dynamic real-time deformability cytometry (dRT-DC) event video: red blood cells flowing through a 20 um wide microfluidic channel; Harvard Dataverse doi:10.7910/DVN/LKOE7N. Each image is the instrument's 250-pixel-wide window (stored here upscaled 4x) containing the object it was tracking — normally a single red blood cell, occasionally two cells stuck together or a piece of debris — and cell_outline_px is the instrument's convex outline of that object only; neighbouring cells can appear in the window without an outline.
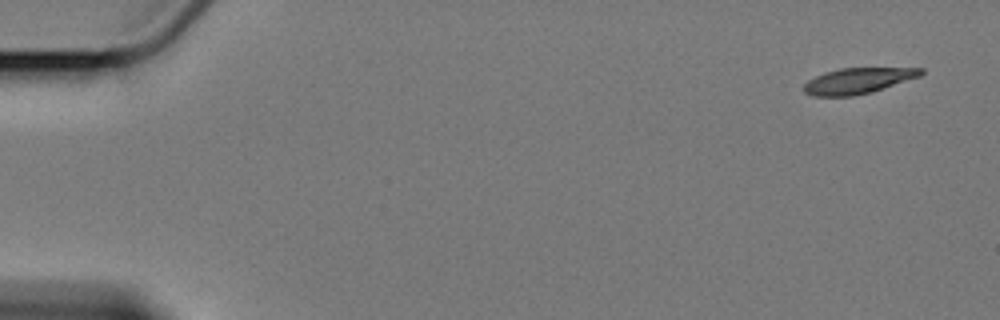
{"species": "Egyptian fruit bat (a non-hibernating species)", "species_latin": "Rousettus aegyptiacus", "temperature_condition": "cold", "stored_images_in_passage": 7, "camera_frame_rate_fps": 3000, "um_per_image_px": 0.085, "animal": {"sex": "female"}, "frame": {"image": 1, "passage_image": 1, "time_ms": 0.0, "image_size_px": [1000, 320], "cell_outline_px": [[924, 72], [920, 76], [872, 92], [852, 96], [812, 96], [804, 92], [804, 84], [808, 80], [824, 72], [840, 68], [924, 68]], "centroid_in_image_um": [72.91, 6.86], "position_along_channel_um": 12.1, "area_um2": 17.51}}
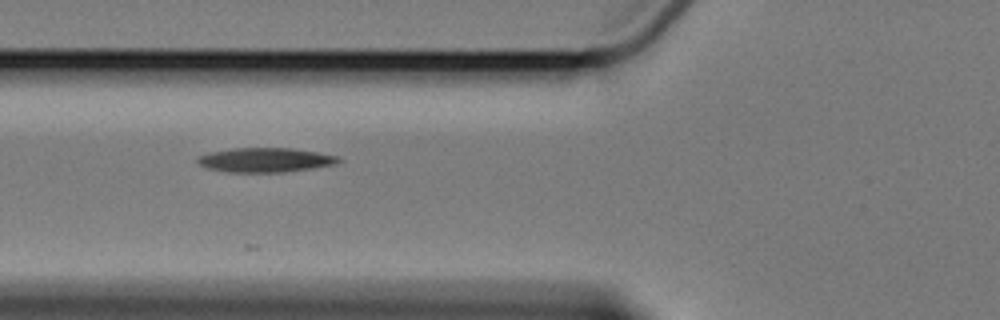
{"frame": {"image": 2, "passage_image": 6, "time_ms": 6.667, "image_size_px": [1000, 320], "cell_outline_px": [[344, 160], [336, 164], [312, 168], [284, 172], [224, 172], [208, 168], [200, 164], [196, 160], [200, 156], [208, 152], [232, 148], [292, 148], [340, 156]], "centroid_in_image_um": [22.58, 13.59], "position_along_channel_um": 103.2, "area_um2": 20.11}}
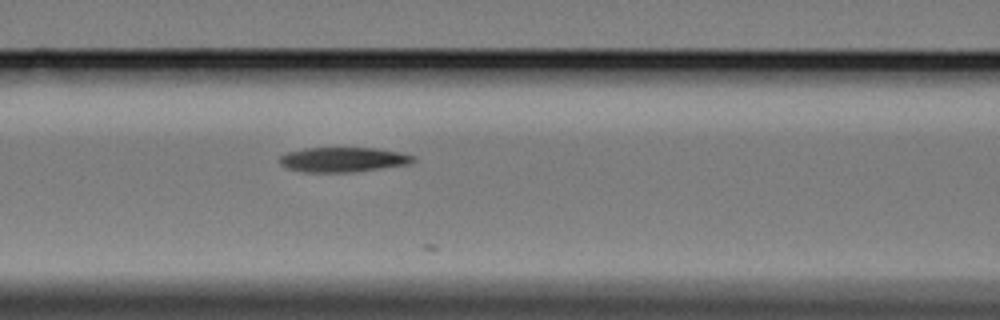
{"frame": {"image": 3, "passage_image": 7, "time_ms": 7.667, "image_size_px": [1000, 320], "cell_outline_px": [[416, 160], [408, 164], [352, 172], [300, 172], [284, 168], [280, 164], [280, 156], [288, 152], [304, 148], [376, 148], [400, 152], [416, 156]], "centroid_in_image_um": [29.13, 13.57], "position_along_channel_um": 137.5, "area_um2": 19.36}}